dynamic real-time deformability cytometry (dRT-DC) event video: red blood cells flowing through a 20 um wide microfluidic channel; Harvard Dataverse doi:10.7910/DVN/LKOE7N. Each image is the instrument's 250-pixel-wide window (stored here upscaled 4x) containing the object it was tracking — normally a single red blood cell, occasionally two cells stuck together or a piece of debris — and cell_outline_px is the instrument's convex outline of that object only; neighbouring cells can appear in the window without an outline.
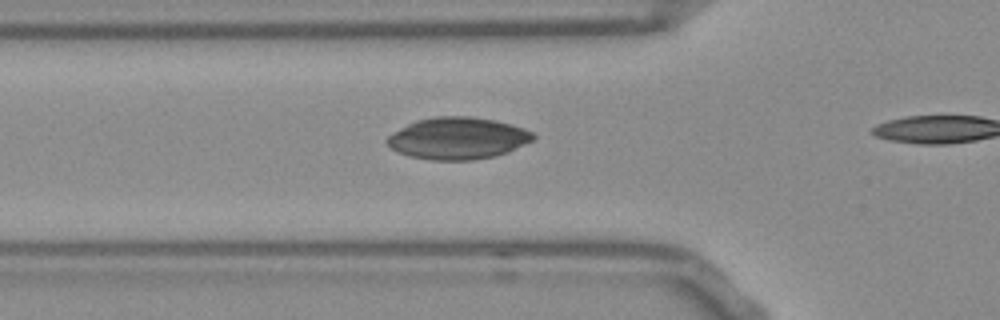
{"species": "Egyptian fruit bat (a non-hibernating species)", "species_latin": "Rousettus aegyptiacus", "temperature_condition": "room temperature", "stored_images_in_passage": 8, "camera_frame_rate_fps": 3000, "um_per_image_px": 0.085, "frame": {"image": 1, "passage_image": 7, "time_ms": 2.0, "image_size_px": [1000, 320], "cell_outline_px": [[536, 136], [532, 140], [508, 152], [496, 156], [472, 160], [432, 160], [412, 156], [400, 152], [392, 148], [384, 140], [388, 136], [400, 128], [416, 120], [436, 116], [472, 116], [496, 120], [512, 124], [524, 128], [532, 132]], "centroid_in_image_um": [38.93, 11.74], "position_along_channel_um": 86.9, "area_um2": 35.6}}